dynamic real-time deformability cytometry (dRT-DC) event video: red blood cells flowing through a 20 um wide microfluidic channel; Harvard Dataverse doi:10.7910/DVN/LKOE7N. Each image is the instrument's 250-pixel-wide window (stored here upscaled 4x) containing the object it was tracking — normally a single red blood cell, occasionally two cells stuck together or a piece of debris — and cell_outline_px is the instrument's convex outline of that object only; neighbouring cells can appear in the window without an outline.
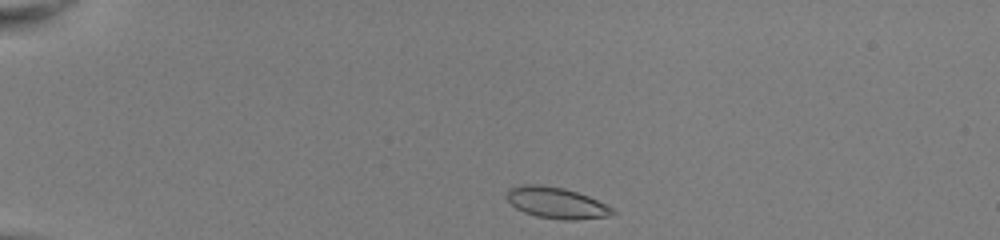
{"species": "common noctule bat (a hibernating species)", "species_latin": "Nyctalus noctula", "temperature_condition": "room temperature", "stored_images_in_passage": 40, "camera_frame_rate_fps": 3000, "um_per_image_px": 0.085, "animal": {"sex": "female", "body_mass_g": 22.0, "forearm_length_mm": 56.7}, "frame": {"image": 1, "passage_image": 1, "time_ms": 0.0, "image_size_px": [1000, 240], "cell_outline_px": [[616, 212], [608, 216], [572, 220], [564, 220], [536, 216], [524, 212], [516, 208], [508, 200], [508, 188], [520, 184], [540, 184], [564, 188], [588, 196], [612, 208]], "centroid_in_image_um": [47.26, 17.23], "position_along_channel_um": 37.7, "area_um2": 19.02}}
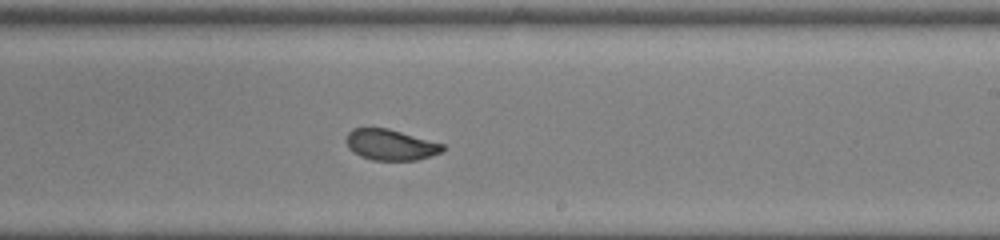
{"frame": {"image": 2, "passage_image": 22, "time_ms": 7.0, "image_size_px": [1000, 240], "cell_outline_px": [[444, 152], [416, 160], [372, 160], [360, 156], [348, 148], [348, 132], [352, 128], [388, 128], [444, 144]], "centroid_in_image_um": [33.22, 12.31], "position_along_channel_um": 255.8, "area_um2": 17.22}}
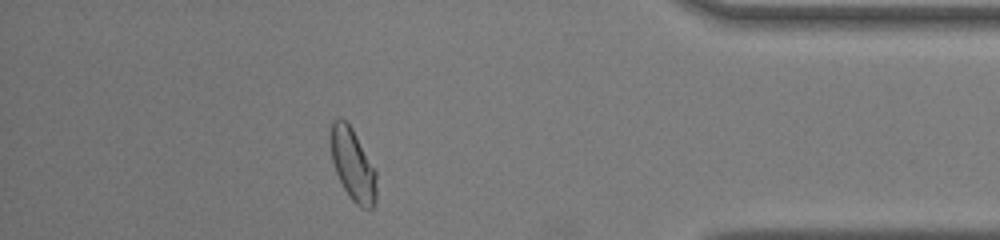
{"frame": {"image": 3, "passage_image": 35, "time_ms": 11.333, "image_size_px": [1000, 240], "cell_outline_px": [[376, 200], [372, 208], [360, 208], [348, 196], [336, 172], [332, 160], [332, 120], [340, 116], [352, 128], [376, 172]], "centroid_in_image_um": [30.01, 14.03], "position_along_channel_um": 405.2, "area_um2": 18.79}, "authors_computed_cell_mechanics": {"area_um2": 18.6405, "velocity_mm_per_s": 4.0315, "shape_relaxation_time_tau1_ms": 5.178, "shape_relaxation_time_tau2_ms": 0.8966, "deformation_change_tau1": 0.1393, "deformation_change_tau2": 0.048}}